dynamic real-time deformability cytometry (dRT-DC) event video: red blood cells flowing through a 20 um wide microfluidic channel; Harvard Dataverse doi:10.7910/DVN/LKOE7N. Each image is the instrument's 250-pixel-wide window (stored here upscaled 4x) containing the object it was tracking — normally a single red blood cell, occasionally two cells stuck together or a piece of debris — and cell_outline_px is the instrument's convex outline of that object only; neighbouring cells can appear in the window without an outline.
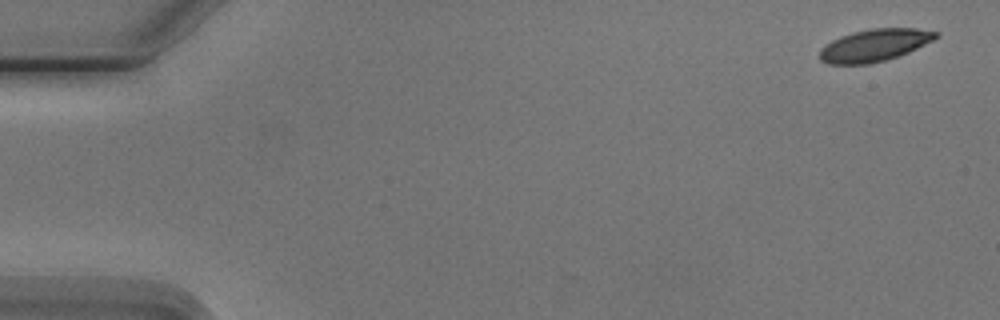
{"species": "Egyptian fruit bat (a non-hibernating species)", "species_latin": "Rousettus aegyptiacus", "temperature_condition": "cold", "stored_images_in_passage": 5, "camera_frame_rate_fps": 3000, "um_per_image_px": 0.085, "animal": {"sex": "male"}, "frame": {"image": 1, "passage_image": 1, "time_ms": 0.0, "image_size_px": [1000, 320], "cell_outline_px": [[940, 36], [908, 52], [884, 60], [868, 64], [828, 64], [820, 60], [820, 48], [832, 40], [840, 36], [852, 32], [872, 28], [916, 28], [940, 32]], "centroid_in_image_um": [74.32, 3.83], "position_along_channel_um": 10.7, "area_um2": 21.73}}